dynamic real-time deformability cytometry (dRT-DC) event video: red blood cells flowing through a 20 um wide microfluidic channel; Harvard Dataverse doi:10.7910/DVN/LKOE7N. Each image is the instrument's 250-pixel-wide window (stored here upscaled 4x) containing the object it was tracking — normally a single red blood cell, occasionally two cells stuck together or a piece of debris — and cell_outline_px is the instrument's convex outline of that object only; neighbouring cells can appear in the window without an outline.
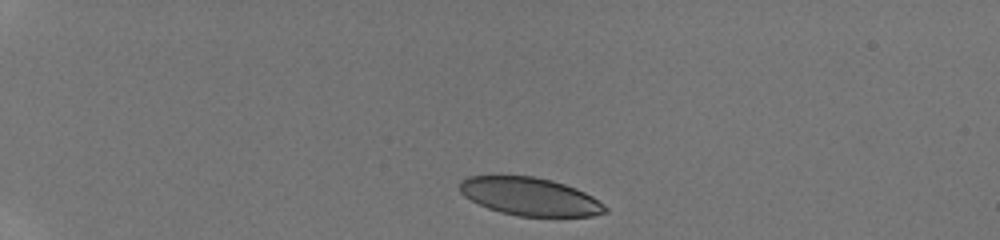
{"species": "human", "species_latin": "Homo sapiens", "temperature_condition": "room temperature", "stored_images_in_passage": 8, "camera_frame_rate_fps": 3000, "um_per_image_px": 0.085, "donor": {"sex": "male"}, "frame": {"image": 1, "passage_image": 1, "time_ms": 0.0, "image_size_px": [1000, 240], "cell_outline_px": [[608, 212], [592, 216], [520, 216], [500, 212], [488, 208], [464, 196], [460, 192], [460, 180], [468, 176], [532, 176], [552, 180], [576, 188], [592, 196], [604, 204], [608, 208]], "centroid_in_image_um": [45.06, 16.71], "position_along_channel_um": 39.9, "area_um2": 32.08}}
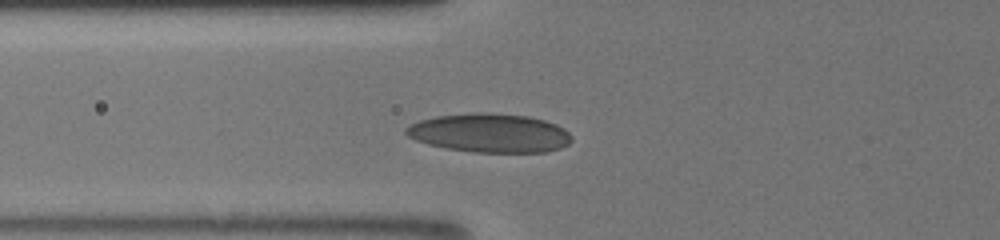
{"frame": {"image": 2, "passage_image": 7, "time_ms": 3.0, "image_size_px": [1000, 240], "cell_outline_px": [[572, 140], [568, 144], [560, 148], [548, 152], [476, 152], [448, 148], [428, 144], [416, 140], [408, 136], [404, 132], [404, 128], [408, 124], [420, 120], [436, 116], [476, 112], [492, 112], [528, 116], [544, 120], [556, 124], [564, 128], [572, 136]], "centroid_in_image_um": [41.63, 11.29], "position_along_channel_um": 84.2, "area_um2": 37.69}}